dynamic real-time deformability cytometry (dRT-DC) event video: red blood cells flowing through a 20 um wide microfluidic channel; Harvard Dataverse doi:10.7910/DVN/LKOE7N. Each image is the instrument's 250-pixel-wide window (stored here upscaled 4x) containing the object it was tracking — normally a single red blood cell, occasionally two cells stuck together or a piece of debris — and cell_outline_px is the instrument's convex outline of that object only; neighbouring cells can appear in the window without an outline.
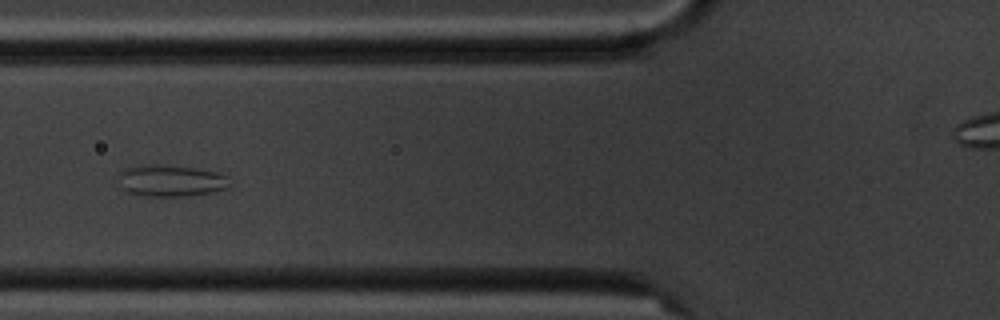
{"species": "common noctule bat (a hibernating species)", "species_latin": "Nyctalus noctula", "temperature_condition": "cold", "stored_images_in_passage": 8, "camera_frame_rate_fps": 3000, "um_per_image_px": 0.085, "animal": {"sex": "male", "body_mass_g": 20.1, "forearm_length_mm": 53.5}, "frame": {"image": 1, "passage_image": 6, "time_ms": 5.667, "image_size_px": [1000, 320], "cell_outline_px": [[232, 184], [228, 188], [212, 192], [188, 196], [148, 196], [128, 192], [120, 188], [112, 180], [116, 172], [140, 164], [156, 164], [196, 168], [216, 172], [228, 176]], "centroid_in_image_um": [14.43, 15.35], "position_along_channel_um": 111.4, "area_um2": 21.27}}